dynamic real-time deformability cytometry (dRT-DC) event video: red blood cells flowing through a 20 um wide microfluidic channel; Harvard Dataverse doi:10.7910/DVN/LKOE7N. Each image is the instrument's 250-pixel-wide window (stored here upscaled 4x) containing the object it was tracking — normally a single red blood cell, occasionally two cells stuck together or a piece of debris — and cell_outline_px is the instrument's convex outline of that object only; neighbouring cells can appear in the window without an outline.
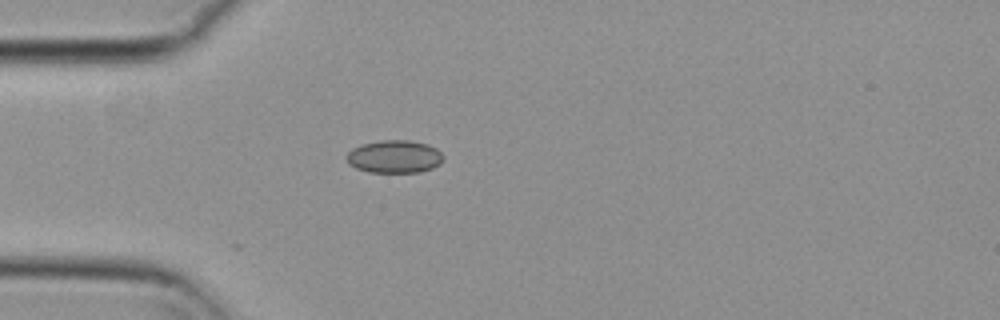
{"species": "common noctule bat (a hibernating species)", "species_latin": "Nyctalus noctula", "temperature_condition": "cold", "stored_images_in_passage": 30, "camera_frame_rate_fps": 3000, "um_per_image_px": 0.085, "animal": {"sex": "female", "body_mass_g": 29.2, "forearm_length_mm": 56.3}, "frame": {"image": 1, "passage_image": 1, "time_ms": 0.0, "image_size_px": [1000, 320], "cell_outline_px": [[444, 160], [440, 164], [432, 168], [420, 172], [368, 172], [356, 168], [348, 164], [344, 156], [352, 148], [360, 144], [380, 140], [408, 140], [428, 144], [436, 148], [444, 156]], "centroid_in_image_um": [33.5, 13.31], "position_along_channel_um": 51.5, "area_um2": 18.79}}
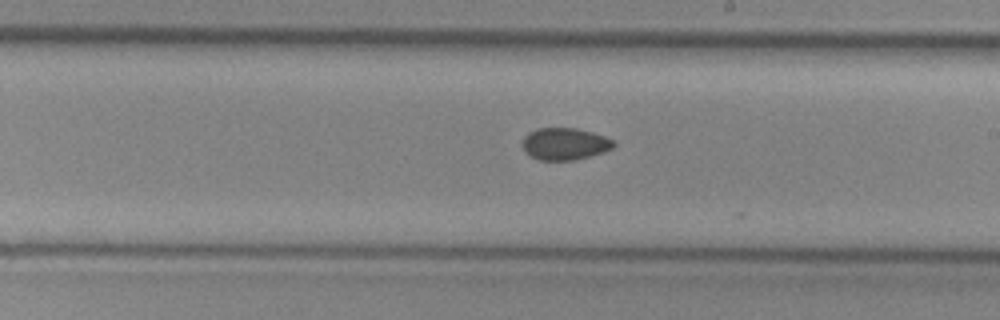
{"frame": {"image": 2, "passage_image": 17, "time_ms": 5.333, "image_size_px": [1000, 320], "cell_outline_px": [[616, 144], [612, 148], [604, 152], [572, 160], [540, 160], [524, 152], [524, 136], [528, 132], [536, 128], [576, 128], [592, 132], [604, 136], [612, 140]], "centroid_in_image_um": [48.0, 12.22], "position_along_channel_um": 241.0, "area_um2": 16.88}}
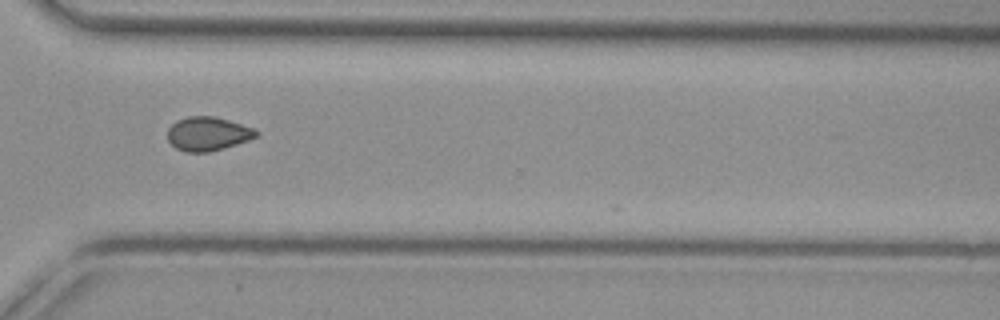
{"frame": {"image": 3, "passage_image": 26, "time_ms": 8.333, "image_size_px": [1000, 320], "cell_outline_px": [[260, 132], [256, 136], [248, 140], [224, 148], [208, 152], [184, 152], [176, 148], [168, 140], [168, 128], [176, 120], [188, 116], [212, 116], [228, 120], [252, 128]], "centroid_in_image_um": [17.63, 11.37], "position_along_channel_um": 353.0, "area_um2": 17.34}, "authors_computed_cell_mechanics": {"area_um2": 17.4556, "velocity_mm_per_s": 3.7314, "shape_relaxation_time_tau1_ms": null, "shape_relaxation_time_tau2_ms": 8.1299, "deformation_change_tau1": null, "deformation_change_tau2": 0.0933}}